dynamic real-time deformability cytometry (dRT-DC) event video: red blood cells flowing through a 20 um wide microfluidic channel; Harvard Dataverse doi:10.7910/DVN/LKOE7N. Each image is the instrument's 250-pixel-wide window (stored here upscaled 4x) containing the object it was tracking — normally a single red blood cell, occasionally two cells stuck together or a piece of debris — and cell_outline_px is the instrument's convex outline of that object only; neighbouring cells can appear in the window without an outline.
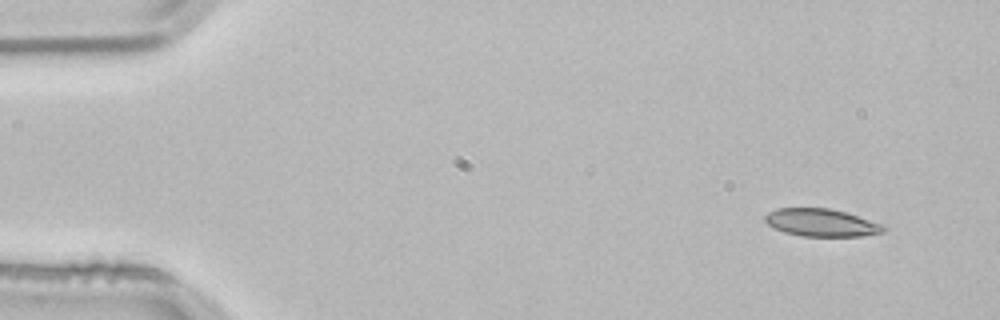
{"species": "common noctule bat (a hibernating species)", "species_latin": "Nyctalus noctula", "temperature_condition": "room temperature", "stored_images_in_passage": 4, "camera_frame_rate_fps": 3000, "um_per_image_px": 0.085, "animal": {"sex": "male", "body_mass_g": 21.5, "forearm_length_mm": 52.0}, "frame": {"image": 1, "passage_image": 4, "time_ms": 1.0, "image_size_px": [1000, 320], "cell_outline_px": [[888, 228], [884, 232], [860, 236], [804, 236], [784, 232], [768, 224], [764, 220], [764, 216], [768, 212], [776, 208], [828, 208], [844, 212], [884, 224]], "centroid_in_image_um": [69.83, 18.92], "position_along_channel_um": 15.2, "area_um2": 19.02}}